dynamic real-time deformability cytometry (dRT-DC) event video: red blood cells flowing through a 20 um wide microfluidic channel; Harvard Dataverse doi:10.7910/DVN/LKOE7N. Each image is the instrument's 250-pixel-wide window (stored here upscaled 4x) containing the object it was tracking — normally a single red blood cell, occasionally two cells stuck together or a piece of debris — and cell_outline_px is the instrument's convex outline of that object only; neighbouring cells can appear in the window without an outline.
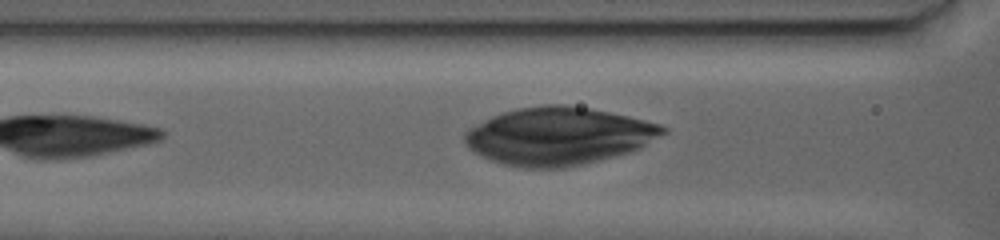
{"species": "human", "species_latin": "Homo sapiens", "temperature_condition": "warm", "stored_images_in_passage": 136, "camera_frame_rate_fps": 3000, "um_per_image_px": 0.085, "donor": {"sex": "female"}, "frame": {"image": 1, "passage_image": 35, "time_ms": 7.333, "image_size_px": [1000, 240], "cell_outline_px": [[668, 132], [640, 148], [628, 152], [600, 160], [564, 168], [524, 168], [500, 164], [488, 160], [468, 148], [464, 140], [464, 136], [472, 128], [484, 120], [500, 112], [516, 108], [544, 104], [564, 104], [592, 108], [628, 116], [660, 124], [668, 128]], "centroid_in_image_um": [47.48, 11.56], "position_along_channel_um": 119.1, "area_um2": 66.76}}
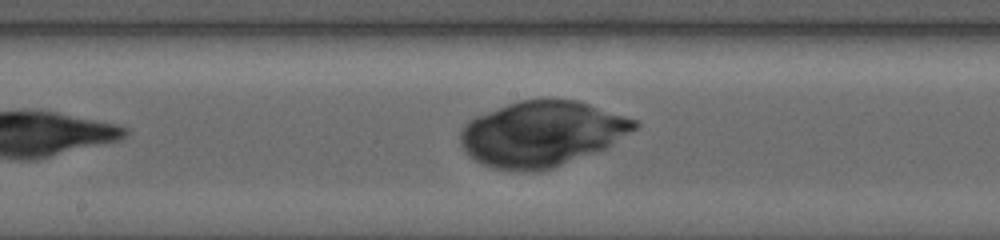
{"frame": {"image": 2, "passage_image": 78, "time_ms": 15.0, "image_size_px": [1000, 240], "cell_outline_px": [[640, 124], [636, 128], [604, 148], [552, 168], [540, 172], [512, 172], [492, 168], [468, 156], [460, 144], [460, 132], [468, 120], [476, 116], [508, 104], [520, 100], [552, 96], [576, 100], [636, 120]], "centroid_in_image_um": [45.99, 11.36], "position_along_channel_um": 202.2, "area_um2": 66.53}}
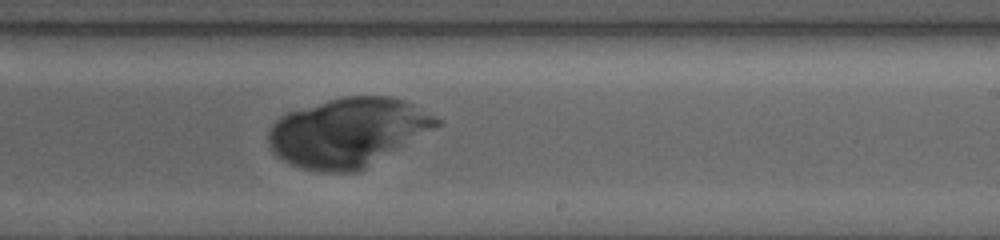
{"frame": {"image": 3, "passage_image": 101, "time_ms": 20.333, "image_size_px": [1000, 240], "cell_outline_px": [[440, 124], [360, 172], [316, 172], [300, 168], [288, 164], [280, 160], [276, 156], [268, 144], [268, 132], [272, 124], [280, 116], [288, 112], [344, 96], [388, 96], [404, 100], [412, 104], [440, 120]], "centroid_in_image_um": [29.51, 11.28], "position_along_channel_um": 259.5, "area_um2": 67.16}}